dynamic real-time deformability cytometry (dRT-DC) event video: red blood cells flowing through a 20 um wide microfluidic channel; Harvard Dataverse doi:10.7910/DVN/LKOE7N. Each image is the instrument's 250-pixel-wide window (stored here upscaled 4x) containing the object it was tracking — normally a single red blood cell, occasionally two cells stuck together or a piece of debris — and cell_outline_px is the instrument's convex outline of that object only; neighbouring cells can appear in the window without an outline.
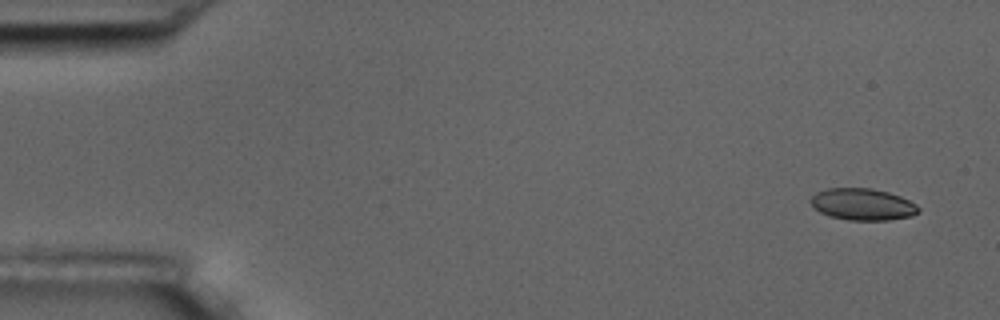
{"species": "common noctule bat (a hibernating species)", "species_latin": "Nyctalus noctula", "temperature_condition": "room temperature", "stored_images_in_passage": 5, "camera_frame_rate_fps": 3000, "um_per_image_px": 0.085, "animal": {"sex": "male", "body_mass_g": 17.5, "forearm_length_mm": 52.3}, "frame": {"image": 1, "passage_image": 1, "time_ms": 0.0, "image_size_px": [1000, 320], "cell_outline_px": [[920, 212], [912, 216], [888, 220], [848, 220], [828, 216], [820, 212], [808, 200], [816, 192], [828, 188], [872, 188], [888, 192], [900, 196], [916, 204], [920, 208]], "centroid_in_image_um": [73.33, 17.37], "position_along_channel_um": 11.7, "area_um2": 20.06}}
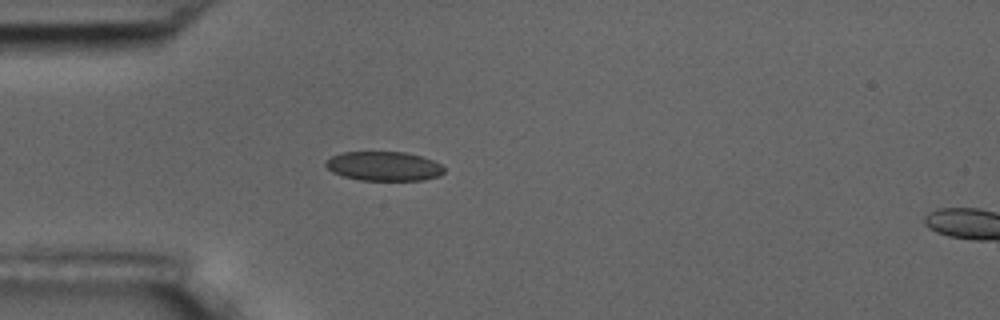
{"frame": {"image": 2, "passage_image": 4, "time_ms": 4.333, "image_size_px": [1000, 320], "cell_outline_px": [[444, 172], [440, 176], [424, 180], [360, 180], [344, 176], [332, 172], [324, 164], [324, 160], [332, 156], [344, 152], [404, 152], [420, 156], [432, 160], [440, 164], [444, 168]], "centroid_in_image_um": [32.62, 14.13], "position_along_channel_um": 52.4, "area_um2": 20.17}}